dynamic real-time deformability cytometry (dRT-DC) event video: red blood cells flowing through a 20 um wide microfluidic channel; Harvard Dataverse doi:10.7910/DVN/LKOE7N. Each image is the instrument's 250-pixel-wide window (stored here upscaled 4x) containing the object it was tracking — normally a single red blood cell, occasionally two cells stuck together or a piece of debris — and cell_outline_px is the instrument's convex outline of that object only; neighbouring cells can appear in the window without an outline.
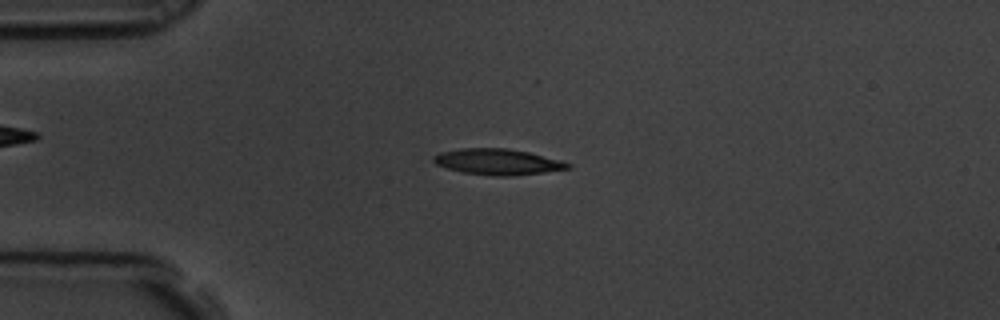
{"species": "common noctule bat (a hibernating species)", "species_latin": "Nyctalus noctula", "temperature_condition": "room temperature", "stored_images_in_passage": 48, "camera_frame_rate_fps": 3000, "um_per_image_px": 0.085, "animal": {"sex": "male", "body_mass_g": 19.5, "forearm_length_mm": 54.6}, "frame": {"image": 1, "passage_image": 4, "time_ms": 1.0, "image_size_px": [1000, 320], "cell_outline_px": [[572, 168], [544, 172], [508, 176], [492, 176], [464, 172], [448, 168], [436, 164], [432, 160], [432, 156], [440, 152], [460, 148], [508, 148], [528, 152], [560, 160], [572, 164]], "centroid_in_image_um": [42.3, 13.75], "position_along_channel_um": 42.7, "area_um2": 20.23}}
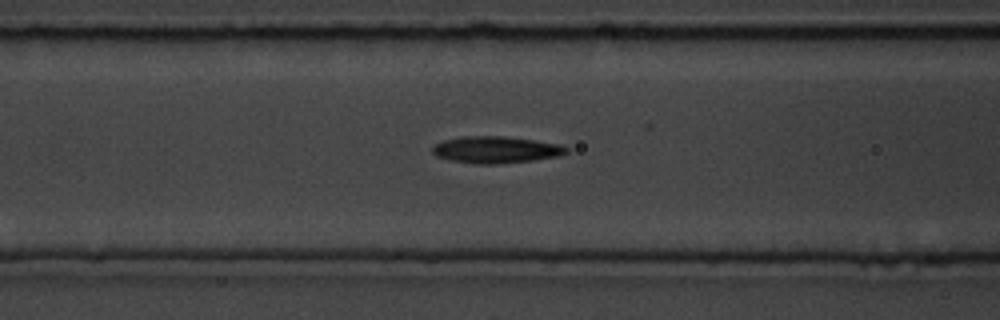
{"frame": {"image": 2, "passage_image": 13, "time_ms": 4.0, "image_size_px": [1000, 320], "cell_outline_px": [[568, 152], [556, 156], [532, 160], [496, 164], [476, 164], [452, 160], [436, 156], [432, 152], [432, 148], [436, 144], [444, 140], [460, 136], [504, 136], [560, 144], [568, 148]], "centroid_in_image_um": [42.12, 12.72], "position_along_channel_um": 124.5, "area_um2": 20.69}}
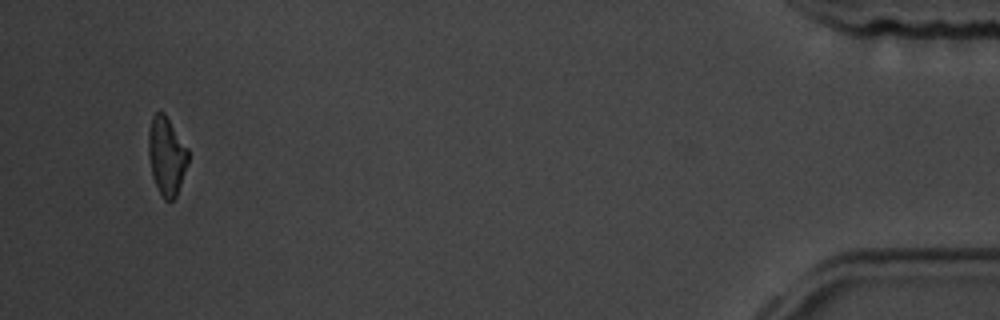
{"frame": {"image": 3, "passage_image": 45, "time_ms": 14.667, "image_size_px": [1000, 320], "cell_outline_px": [[188, 164], [176, 196], [172, 200], [164, 200], [152, 176], [148, 152], [148, 132], [152, 116], [156, 112], [164, 112], [188, 148]], "centroid_in_image_um": [14.16, 13.23], "position_along_channel_um": 421.0, "area_um2": 18.03}, "authors_computed_cell_mechanics": {"area_um2": 19.8543, "velocity_mm_per_s": 3.5208, "shape_relaxation_time_tau1_ms": 3.6797, "shape_relaxation_time_tau2_ms": 6.6849, "deformation_change_tau1": 0.1585, "deformation_change_tau2": 0.1551}}